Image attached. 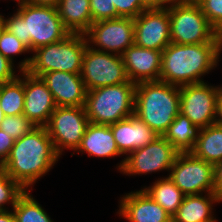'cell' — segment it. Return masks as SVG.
Wrapping results in <instances>:
<instances>
[{
  "label": "cell",
  "instance_id": "6da1fadb",
  "mask_svg": "<svg viewBox=\"0 0 222 222\" xmlns=\"http://www.w3.org/2000/svg\"><path fill=\"white\" fill-rule=\"evenodd\" d=\"M60 157L46 127H36L15 140L1 166L24 190L32 191V186L53 169Z\"/></svg>",
  "mask_w": 222,
  "mask_h": 222
},
{
  "label": "cell",
  "instance_id": "7a4b0ae2",
  "mask_svg": "<svg viewBox=\"0 0 222 222\" xmlns=\"http://www.w3.org/2000/svg\"><path fill=\"white\" fill-rule=\"evenodd\" d=\"M222 43H170L162 51L159 81L183 86L204 82L202 76L217 68Z\"/></svg>",
  "mask_w": 222,
  "mask_h": 222
},
{
  "label": "cell",
  "instance_id": "3957f363",
  "mask_svg": "<svg viewBox=\"0 0 222 222\" xmlns=\"http://www.w3.org/2000/svg\"><path fill=\"white\" fill-rule=\"evenodd\" d=\"M17 11L4 19V28L23 42L32 53L37 48L56 43L70 32L64 27L57 8L18 3Z\"/></svg>",
  "mask_w": 222,
  "mask_h": 222
},
{
  "label": "cell",
  "instance_id": "277c9868",
  "mask_svg": "<svg viewBox=\"0 0 222 222\" xmlns=\"http://www.w3.org/2000/svg\"><path fill=\"white\" fill-rule=\"evenodd\" d=\"M180 113V87L162 81L136 84L134 114L163 136Z\"/></svg>",
  "mask_w": 222,
  "mask_h": 222
},
{
  "label": "cell",
  "instance_id": "5b68a950",
  "mask_svg": "<svg viewBox=\"0 0 222 222\" xmlns=\"http://www.w3.org/2000/svg\"><path fill=\"white\" fill-rule=\"evenodd\" d=\"M87 45V39L84 34L70 33L59 42L34 50L31 57L24 58V60L18 62L17 71H28L38 77L50 71L80 74Z\"/></svg>",
  "mask_w": 222,
  "mask_h": 222
},
{
  "label": "cell",
  "instance_id": "8992f818",
  "mask_svg": "<svg viewBox=\"0 0 222 222\" xmlns=\"http://www.w3.org/2000/svg\"><path fill=\"white\" fill-rule=\"evenodd\" d=\"M135 87L128 81L87 91L84 107L89 122L110 125L133 115Z\"/></svg>",
  "mask_w": 222,
  "mask_h": 222
},
{
  "label": "cell",
  "instance_id": "52a82bcc",
  "mask_svg": "<svg viewBox=\"0 0 222 222\" xmlns=\"http://www.w3.org/2000/svg\"><path fill=\"white\" fill-rule=\"evenodd\" d=\"M167 9L171 43H222V35L210 25L197 2L179 0Z\"/></svg>",
  "mask_w": 222,
  "mask_h": 222
},
{
  "label": "cell",
  "instance_id": "ba28073f",
  "mask_svg": "<svg viewBox=\"0 0 222 222\" xmlns=\"http://www.w3.org/2000/svg\"><path fill=\"white\" fill-rule=\"evenodd\" d=\"M179 152L163 136H157L150 144L132 151L117 164V170L128 176L147 175L168 171L173 166Z\"/></svg>",
  "mask_w": 222,
  "mask_h": 222
},
{
  "label": "cell",
  "instance_id": "9c48e42d",
  "mask_svg": "<svg viewBox=\"0 0 222 222\" xmlns=\"http://www.w3.org/2000/svg\"><path fill=\"white\" fill-rule=\"evenodd\" d=\"M89 123L84 106H61L56 107L45 127L56 152L62 155L65 149L76 152Z\"/></svg>",
  "mask_w": 222,
  "mask_h": 222
},
{
  "label": "cell",
  "instance_id": "30bf717a",
  "mask_svg": "<svg viewBox=\"0 0 222 222\" xmlns=\"http://www.w3.org/2000/svg\"><path fill=\"white\" fill-rule=\"evenodd\" d=\"M80 75L87 91L129 81L120 55L97 51L88 45Z\"/></svg>",
  "mask_w": 222,
  "mask_h": 222
},
{
  "label": "cell",
  "instance_id": "8fae6325",
  "mask_svg": "<svg viewBox=\"0 0 222 222\" xmlns=\"http://www.w3.org/2000/svg\"><path fill=\"white\" fill-rule=\"evenodd\" d=\"M168 177L184 195L214 193V165L191 152L179 153Z\"/></svg>",
  "mask_w": 222,
  "mask_h": 222
},
{
  "label": "cell",
  "instance_id": "7c38bea8",
  "mask_svg": "<svg viewBox=\"0 0 222 222\" xmlns=\"http://www.w3.org/2000/svg\"><path fill=\"white\" fill-rule=\"evenodd\" d=\"M219 86L207 82L180 86V113L200 129L214 124Z\"/></svg>",
  "mask_w": 222,
  "mask_h": 222
},
{
  "label": "cell",
  "instance_id": "4fadbf2b",
  "mask_svg": "<svg viewBox=\"0 0 222 222\" xmlns=\"http://www.w3.org/2000/svg\"><path fill=\"white\" fill-rule=\"evenodd\" d=\"M84 35L92 49L121 56L134 44V18L120 17L92 23Z\"/></svg>",
  "mask_w": 222,
  "mask_h": 222
},
{
  "label": "cell",
  "instance_id": "5bb4252c",
  "mask_svg": "<svg viewBox=\"0 0 222 222\" xmlns=\"http://www.w3.org/2000/svg\"><path fill=\"white\" fill-rule=\"evenodd\" d=\"M171 43L167 8L145 9L134 18V44L163 51Z\"/></svg>",
  "mask_w": 222,
  "mask_h": 222
},
{
  "label": "cell",
  "instance_id": "9a60e30c",
  "mask_svg": "<svg viewBox=\"0 0 222 222\" xmlns=\"http://www.w3.org/2000/svg\"><path fill=\"white\" fill-rule=\"evenodd\" d=\"M24 94L23 115L36 127H45L57 107L52 93L40 77L24 71Z\"/></svg>",
  "mask_w": 222,
  "mask_h": 222
},
{
  "label": "cell",
  "instance_id": "2e32d148",
  "mask_svg": "<svg viewBox=\"0 0 222 222\" xmlns=\"http://www.w3.org/2000/svg\"><path fill=\"white\" fill-rule=\"evenodd\" d=\"M40 78L52 93L57 107L85 106L87 89L80 74L65 71H50L42 74Z\"/></svg>",
  "mask_w": 222,
  "mask_h": 222
},
{
  "label": "cell",
  "instance_id": "e0dca14e",
  "mask_svg": "<svg viewBox=\"0 0 222 222\" xmlns=\"http://www.w3.org/2000/svg\"><path fill=\"white\" fill-rule=\"evenodd\" d=\"M129 81H159L161 73L162 51L141 48L133 44L121 55Z\"/></svg>",
  "mask_w": 222,
  "mask_h": 222
},
{
  "label": "cell",
  "instance_id": "ac0fdd59",
  "mask_svg": "<svg viewBox=\"0 0 222 222\" xmlns=\"http://www.w3.org/2000/svg\"><path fill=\"white\" fill-rule=\"evenodd\" d=\"M117 214L129 222H172V217L143 189L125 193Z\"/></svg>",
  "mask_w": 222,
  "mask_h": 222
},
{
  "label": "cell",
  "instance_id": "d6986e66",
  "mask_svg": "<svg viewBox=\"0 0 222 222\" xmlns=\"http://www.w3.org/2000/svg\"><path fill=\"white\" fill-rule=\"evenodd\" d=\"M109 126L122 156L150 144L159 136L135 114Z\"/></svg>",
  "mask_w": 222,
  "mask_h": 222
},
{
  "label": "cell",
  "instance_id": "ffe728a7",
  "mask_svg": "<svg viewBox=\"0 0 222 222\" xmlns=\"http://www.w3.org/2000/svg\"><path fill=\"white\" fill-rule=\"evenodd\" d=\"M76 151V154L87 153L88 156L99 158H114L122 155L117 148L110 126L93 123L88 124Z\"/></svg>",
  "mask_w": 222,
  "mask_h": 222
},
{
  "label": "cell",
  "instance_id": "44dd1931",
  "mask_svg": "<svg viewBox=\"0 0 222 222\" xmlns=\"http://www.w3.org/2000/svg\"><path fill=\"white\" fill-rule=\"evenodd\" d=\"M221 202L215 193L185 195L183 202L172 217V222L214 221L216 217L213 216V206L215 203Z\"/></svg>",
  "mask_w": 222,
  "mask_h": 222
},
{
  "label": "cell",
  "instance_id": "7402d4cb",
  "mask_svg": "<svg viewBox=\"0 0 222 222\" xmlns=\"http://www.w3.org/2000/svg\"><path fill=\"white\" fill-rule=\"evenodd\" d=\"M57 10L70 33L85 34L93 23L89 0H60Z\"/></svg>",
  "mask_w": 222,
  "mask_h": 222
},
{
  "label": "cell",
  "instance_id": "603a6c76",
  "mask_svg": "<svg viewBox=\"0 0 222 222\" xmlns=\"http://www.w3.org/2000/svg\"><path fill=\"white\" fill-rule=\"evenodd\" d=\"M191 153L213 165L222 161V126L214 123L202 128Z\"/></svg>",
  "mask_w": 222,
  "mask_h": 222
},
{
  "label": "cell",
  "instance_id": "cb8c5ba5",
  "mask_svg": "<svg viewBox=\"0 0 222 222\" xmlns=\"http://www.w3.org/2000/svg\"><path fill=\"white\" fill-rule=\"evenodd\" d=\"M200 128L186 116L179 113L169 125L163 137L169 141L179 153L191 152L199 137Z\"/></svg>",
  "mask_w": 222,
  "mask_h": 222
},
{
  "label": "cell",
  "instance_id": "d4e9b609",
  "mask_svg": "<svg viewBox=\"0 0 222 222\" xmlns=\"http://www.w3.org/2000/svg\"><path fill=\"white\" fill-rule=\"evenodd\" d=\"M142 189L158 203L170 217H173L185 197L168 175L167 177L156 179L151 186H145Z\"/></svg>",
  "mask_w": 222,
  "mask_h": 222
},
{
  "label": "cell",
  "instance_id": "484cf974",
  "mask_svg": "<svg viewBox=\"0 0 222 222\" xmlns=\"http://www.w3.org/2000/svg\"><path fill=\"white\" fill-rule=\"evenodd\" d=\"M14 80L0 83V106L5 116L23 114L24 111V71Z\"/></svg>",
  "mask_w": 222,
  "mask_h": 222
},
{
  "label": "cell",
  "instance_id": "4316f807",
  "mask_svg": "<svg viewBox=\"0 0 222 222\" xmlns=\"http://www.w3.org/2000/svg\"><path fill=\"white\" fill-rule=\"evenodd\" d=\"M30 192L25 190L12 208L16 222H54Z\"/></svg>",
  "mask_w": 222,
  "mask_h": 222
},
{
  "label": "cell",
  "instance_id": "83f0119b",
  "mask_svg": "<svg viewBox=\"0 0 222 222\" xmlns=\"http://www.w3.org/2000/svg\"><path fill=\"white\" fill-rule=\"evenodd\" d=\"M25 190L14 181L8 174L4 167L0 166V210H9L4 205L11 204L12 208L15 206L17 198Z\"/></svg>",
  "mask_w": 222,
  "mask_h": 222
},
{
  "label": "cell",
  "instance_id": "f1b7e54d",
  "mask_svg": "<svg viewBox=\"0 0 222 222\" xmlns=\"http://www.w3.org/2000/svg\"><path fill=\"white\" fill-rule=\"evenodd\" d=\"M34 128H36L35 124L23 114L5 116L0 124V129L15 140L30 133Z\"/></svg>",
  "mask_w": 222,
  "mask_h": 222
},
{
  "label": "cell",
  "instance_id": "f546056e",
  "mask_svg": "<svg viewBox=\"0 0 222 222\" xmlns=\"http://www.w3.org/2000/svg\"><path fill=\"white\" fill-rule=\"evenodd\" d=\"M0 53L14 64V56L30 53V50L15 35L3 28L0 31Z\"/></svg>",
  "mask_w": 222,
  "mask_h": 222
},
{
  "label": "cell",
  "instance_id": "4dcf8cb0",
  "mask_svg": "<svg viewBox=\"0 0 222 222\" xmlns=\"http://www.w3.org/2000/svg\"><path fill=\"white\" fill-rule=\"evenodd\" d=\"M197 3L210 25L222 35V0H199Z\"/></svg>",
  "mask_w": 222,
  "mask_h": 222
},
{
  "label": "cell",
  "instance_id": "1f68e13d",
  "mask_svg": "<svg viewBox=\"0 0 222 222\" xmlns=\"http://www.w3.org/2000/svg\"><path fill=\"white\" fill-rule=\"evenodd\" d=\"M89 4L93 23L121 17L111 0H89Z\"/></svg>",
  "mask_w": 222,
  "mask_h": 222
},
{
  "label": "cell",
  "instance_id": "d6a6232c",
  "mask_svg": "<svg viewBox=\"0 0 222 222\" xmlns=\"http://www.w3.org/2000/svg\"><path fill=\"white\" fill-rule=\"evenodd\" d=\"M117 13L121 17L136 18L142 11L147 9L141 0H111Z\"/></svg>",
  "mask_w": 222,
  "mask_h": 222
},
{
  "label": "cell",
  "instance_id": "836d02e7",
  "mask_svg": "<svg viewBox=\"0 0 222 222\" xmlns=\"http://www.w3.org/2000/svg\"><path fill=\"white\" fill-rule=\"evenodd\" d=\"M14 64L0 53V83L14 80L19 74H16Z\"/></svg>",
  "mask_w": 222,
  "mask_h": 222
},
{
  "label": "cell",
  "instance_id": "e575fe53",
  "mask_svg": "<svg viewBox=\"0 0 222 222\" xmlns=\"http://www.w3.org/2000/svg\"><path fill=\"white\" fill-rule=\"evenodd\" d=\"M15 139H13L10 135L0 129V166L7 159L13 145Z\"/></svg>",
  "mask_w": 222,
  "mask_h": 222
},
{
  "label": "cell",
  "instance_id": "d590c367",
  "mask_svg": "<svg viewBox=\"0 0 222 222\" xmlns=\"http://www.w3.org/2000/svg\"><path fill=\"white\" fill-rule=\"evenodd\" d=\"M214 193L222 201V161L214 165Z\"/></svg>",
  "mask_w": 222,
  "mask_h": 222
},
{
  "label": "cell",
  "instance_id": "8d00e7d4",
  "mask_svg": "<svg viewBox=\"0 0 222 222\" xmlns=\"http://www.w3.org/2000/svg\"><path fill=\"white\" fill-rule=\"evenodd\" d=\"M177 1H179V0H141L142 4L147 9L167 8Z\"/></svg>",
  "mask_w": 222,
  "mask_h": 222
},
{
  "label": "cell",
  "instance_id": "74e56055",
  "mask_svg": "<svg viewBox=\"0 0 222 222\" xmlns=\"http://www.w3.org/2000/svg\"><path fill=\"white\" fill-rule=\"evenodd\" d=\"M60 0H26L25 3L35 6H51L57 8Z\"/></svg>",
  "mask_w": 222,
  "mask_h": 222
},
{
  "label": "cell",
  "instance_id": "f35d334b",
  "mask_svg": "<svg viewBox=\"0 0 222 222\" xmlns=\"http://www.w3.org/2000/svg\"><path fill=\"white\" fill-rule=\"evenodd\" d=\"M215 123L222 126V93L221 92L217 98Z\"/></svg>",
  "mask_w": 222,
  "mask_h": 222
},
{
  "label": "cell",
  "instance_id": "ab89813d",
  "mask_svg": "<svg viewBox=\"0 0 222 222\" xmlns=\"http://www.w3.org/2000/svg\"><path fill=\"white\" fill-rule=\"evenodd\" d=\"M0 222H16L12 209L0 210Z\"/></svg>",
  "mask_w": 222,
  "mask_h": 222
},
{
  "label": "cell",
  "instance_id": "60d3db41",
  "mask_svg": "<svg viewBox=\"0 0 222 222\" xmlns=\"http://www.w3.org/2000/svg\"><path fill=\"white\" fill-rule=\"evenodd\" d=\"M4 15L0 14V31L4 28Z\"/></svg>",
  "mask_w": 222,
  "mask_h": 222
},
{
  "label": "cell",
  "instance_id": "b9f144b4",
  "mask_svg": "<svg viewBox=\"0 0 222 222\" xmlns=\"http://www.w3.org/2000/svg\"><path fill=\"white\" fill-rule=\"evenodd\" d=\"M4 118H5V114H4V112L2 111V108H1V106H0V124H1V122L3 121Z\"/></svg>",
  "mask_w": 222,
  "mask_h": 222
},
{
  "label": "cell",
  "instance_id": "7bdbcfd3",
  "mask_svg": "<svg viewBox=\"0 0 222 222\" xmlns=\"http://www.w3.org/2000/svg\"><path fill=\"white\" fill-rule=\"evenodd\" d=\"M15 1H17V4H18V3H23V2H25L26 0H15Z\"/></svg>",
  "mask_w": 222,
  "mask_h": 222
}]
</instances>
